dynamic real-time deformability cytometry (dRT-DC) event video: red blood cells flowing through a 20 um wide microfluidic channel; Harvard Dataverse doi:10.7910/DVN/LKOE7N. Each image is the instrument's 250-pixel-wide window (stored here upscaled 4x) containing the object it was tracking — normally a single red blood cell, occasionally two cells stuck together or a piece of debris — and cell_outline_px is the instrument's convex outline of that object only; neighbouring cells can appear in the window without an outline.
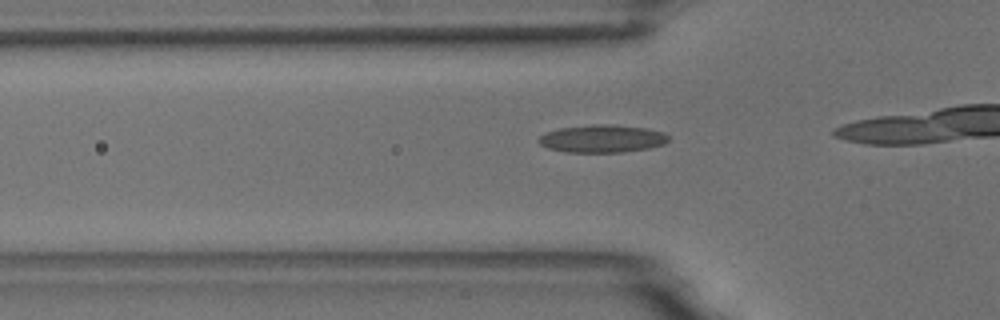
{"species": "common noctule bat (a hibernating species)", "species_latin": "Nyctalus noctula", "temperature_condition": "room temperature", "stored_images_in_passage": 7, "camera_frame_rate_fps": 3000, "um_per_image_px": 0.085, "animal": {"sex": "male", "body_mass_g": 18.8}, "frame": {"image": 1, "passage_image": 2, "time_ms": 0.333, "image_size_px": [1000, 320], "cell_outline_px": [[668, 140], [664, 144], [648, 148], [624, 152], [564, 152], [548, 148], [540, 144], [536, 140], [544, 132], [560, 128], [592, 124], [608, 124], [648, 128], [664, 132], [668, 136]], "centroid_in_image_um": [51.16, 11.78], "position_along_channel_um": 74.6, "area_um2": 21.1}}